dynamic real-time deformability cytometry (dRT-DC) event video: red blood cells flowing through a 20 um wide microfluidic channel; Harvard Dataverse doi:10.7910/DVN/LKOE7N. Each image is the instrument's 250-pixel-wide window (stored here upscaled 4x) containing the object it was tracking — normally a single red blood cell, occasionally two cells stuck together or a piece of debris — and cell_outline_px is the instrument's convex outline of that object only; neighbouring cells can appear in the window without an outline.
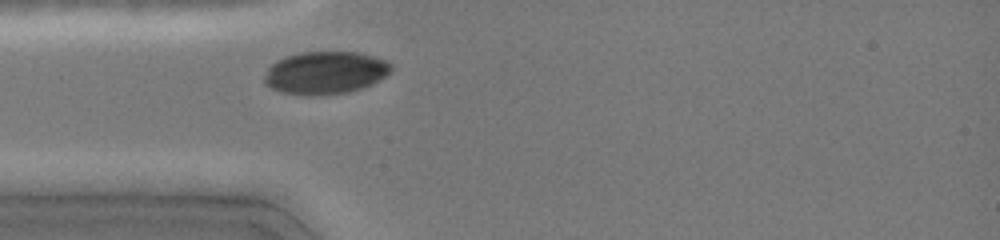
{"species": "common noctule bat (a hibernating species)", "species_latin": "Nyctalus noctula", "temperature_condition": "cold", "stored_images_in_passage": 6, "camera_frame_rate_fps": 3000, "um_per_image_px": 0.085, "animal": {"sex": "female", "body_mass_g": 19.0, "forearm_length_mm": 51.5}, "frame": {"image": 1, "passage_image": 1, "time_ms": 0.0, "image_size_px": [1000, 240], "cell_outline_px": [[392, 72], [380, 80], [372, 84], [348, 92], [320, 96], [308, 96], [284, 92], [272, 88], [264, 84], [264, 76], [268, 68], [276, 60], [284, 56], [300, 52], [360, 52], [384, 60], [392, 64]], "centroid_in_image_um": [27.65, 6.18], "position_along_channel_um": 57.3, "area_um2": 31.79}}
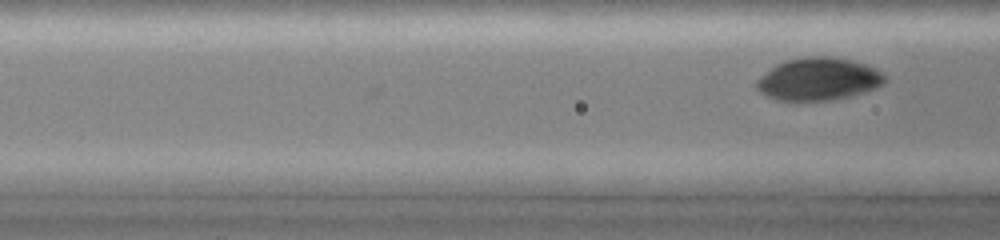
{"frame": {"image": 2, "passage_image": 6, "time_ms": 1.0, "image_size_px": [1000, 240], "cell_outline_px": [[884, 84], [876, 88], [852, 96], [832, 100], [776, 100], [760, 92], [756, 88], [756, 80], [776, 64], [784, 60], [804, 56], [828, 56], [852, 60], [864, 64], [880, 72], [884, 76]], "centroid_in_image_um": [69.54, 6.72], "position_along_channel_um": 97.1, "area_um2": 31.73}}